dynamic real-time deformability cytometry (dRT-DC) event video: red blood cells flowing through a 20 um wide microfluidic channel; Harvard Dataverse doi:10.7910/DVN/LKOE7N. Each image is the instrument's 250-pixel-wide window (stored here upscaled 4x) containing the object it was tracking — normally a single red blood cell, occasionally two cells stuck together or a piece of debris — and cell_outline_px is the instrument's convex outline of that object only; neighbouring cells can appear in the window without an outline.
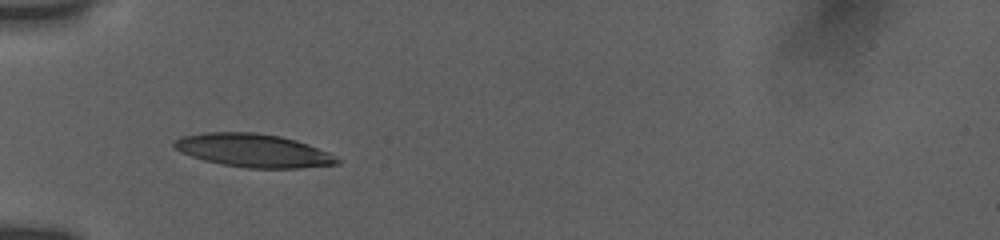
{"species": "human", "species_latin": "Homo sapiens", "temperature_condition": "room temperature", "stored_images_in_passage": 34, "camera_frame_rate_fps": 3000, "um_per_image_px": 0.085, "donor": {"sex": "female"}, "frame": {"image": 1, "passage_image": 1, "time_ms": 0.0, "image_size_px": [1000, 240], "cell_outline_px": [[344, 160], [340, 164], [300, 168], [248, 168], [220, 164], [204, 160], [180, 152], [172, 148], [172, 144], [176, 140], [184, 136], [204, 132], [256, 132], [280, 136], [296, 140], [328, 152]], "centroid_in_image_um": [21.56, 12.8], "position_along_channel_um": 63.4, "area_um2": 31.79}}
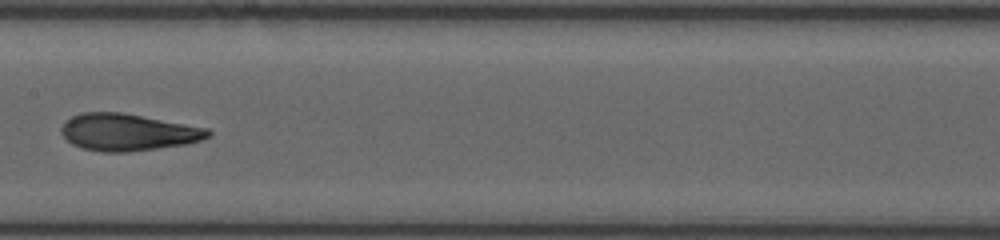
{"frame": {"image": 2, "passage_image": 8, "time_ms": 3.667, "image_size_px": [1000, 240], "cell_outline_px": [[212, 132], [208, 136], [200, 140], [184, 144], [128, 152], [100, 152], [80, 148], [72, 144], [60, 132], [60, 128], [64, 120], [80, 112], [120, 112], [208, 128]], "centroid_in_image_um": [10.79, 11.23], "position_along_channel_um": 196.6, "area_um2": 31.56}}
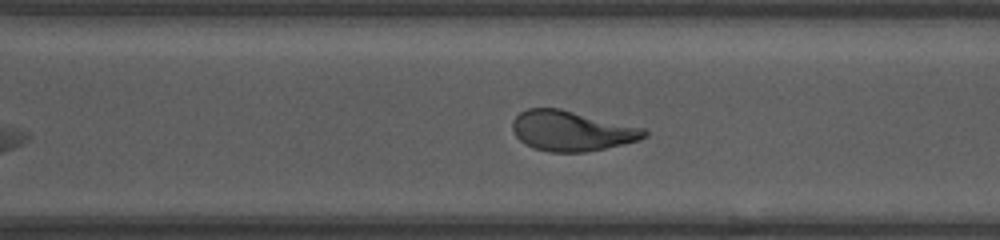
{"frame": {"image": 3, "passage_image": 16, "time_ms": 7.0, "image_size_px": [1000, 240], "cell_outline_px": [[648, 136], [640, 140], [604, 148], [584, 152], [548, 152], [524, 144], [516, 136], [512, 128], [512, 120], [520, 112], [528, 108], [560, 108], [644, 128], [648, 132]], "centroid_in_image_um": [48.58, 11.12], "position_along_channel_um": 322.0, "area_um2": 30.81}, "authors_computed_cell_mechanics": {"area_um2": 31.7611, "velocity_mm_per_s": 3.7761, "shape_relaxation_time_tau1_ms": 4.6207, "shape_relaxation_time_tau2_ms": 1.2546, "deformation_change_tau1": 0.1753, "deformation_change_tau2": 0.0761}}